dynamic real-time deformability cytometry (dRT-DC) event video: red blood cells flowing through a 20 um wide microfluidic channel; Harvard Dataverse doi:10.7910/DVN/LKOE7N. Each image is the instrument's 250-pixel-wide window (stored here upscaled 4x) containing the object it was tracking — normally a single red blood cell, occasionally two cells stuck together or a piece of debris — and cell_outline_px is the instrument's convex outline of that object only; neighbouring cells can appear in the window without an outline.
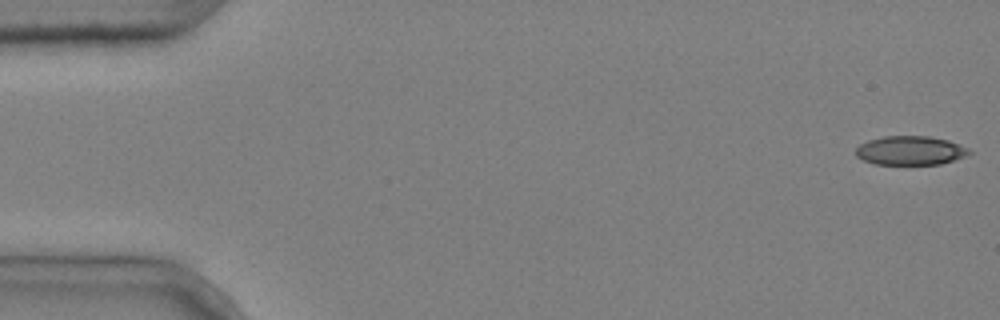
{"species": "common noctule bat (a hibernating species)", "species_latin": "Nyctalus noctula", "temperature_condition": "cold", "stored_images_in_passage": 5, "camera_frame_rate_fps": 3000, "um_per_image_px": 0.085, "animal": {"sex": "male", "body_mass_g": 20.4}, "frame": {"image": 1, "passage_image": 1, "time_ms": 0.0, "image_size_px": [1000, 320], "cell_outline_px": [[972, 152], [964, 156], [940, 164], [872, 164], [856, 156], [856, 148], [860, 144], [868, 140], [884, 136], [928, 136], [948, 140], [968, 148]], "centroid_in_image_um": [77.35, 12.79], "position_along_channel_um": 7.7, "area_um2": 19.02}}
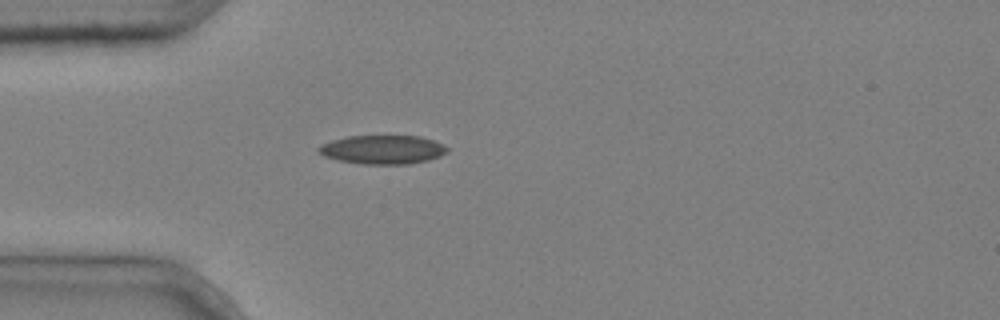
{"frame": {"image": 2, "passage_image": 5, "time_ms": 1.333, "image_size_px": [1000, 320], "cell_outline_px": [[448, 152], [440, 156], [428, 160], [408, 164], [364, 164], [340, 160], [324, 156], [316, 148], [320, 144], [332, 140], [348, 136], [420, 136], [444, 144], [448, 148]], "centroid_in_image_um": [32.54, 12.71], "position_along_channel_um": 52.5, "area_um2": 21.56}}